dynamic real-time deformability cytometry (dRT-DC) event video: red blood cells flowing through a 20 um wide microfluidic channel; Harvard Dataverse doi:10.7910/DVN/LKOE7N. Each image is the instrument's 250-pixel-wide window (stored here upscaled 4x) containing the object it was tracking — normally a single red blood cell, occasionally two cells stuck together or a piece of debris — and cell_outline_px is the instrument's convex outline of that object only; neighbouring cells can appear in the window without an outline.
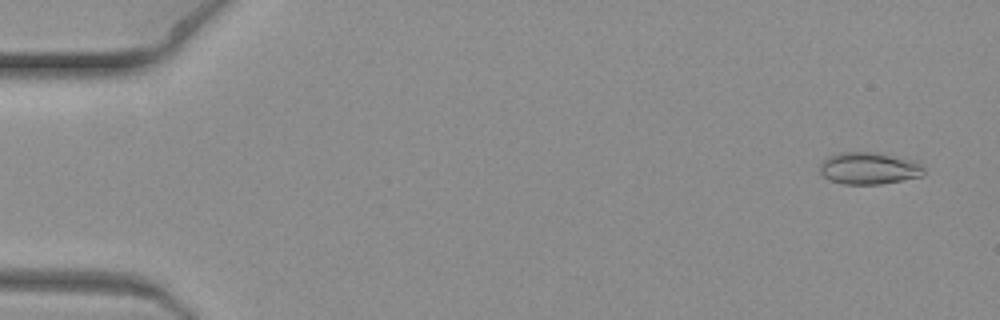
{"species": "common noctule bat (a hibernating species)", "species_latin": "Nyctalus noctula", "temperature_condition": "warm", "stored_images_in_passage": 8, "camera_frame_rate_fps": 3000, "um_per_image_px": 0.085, "animal": {"sex": "female", "body_mass_g": 19.3, "forearm_length_mm": 54.1}, "frame": {"image": 1, "passage_image": 1, "time_ms": 0.0, "image_size_px": [1000, 320], "cell_outline_px": [[924, 176], [880, 184], [844, 184], [832, 180], [824, 176], [820, 172], [820, 164], [828, 156], [840, 152], [880, 152], [912, 160], [920, 164], [924, 168]], "centroid_in_image_um": [73.88, 14.29], "position_along_channel_um": 11.1, "area_um2": 19.42}}
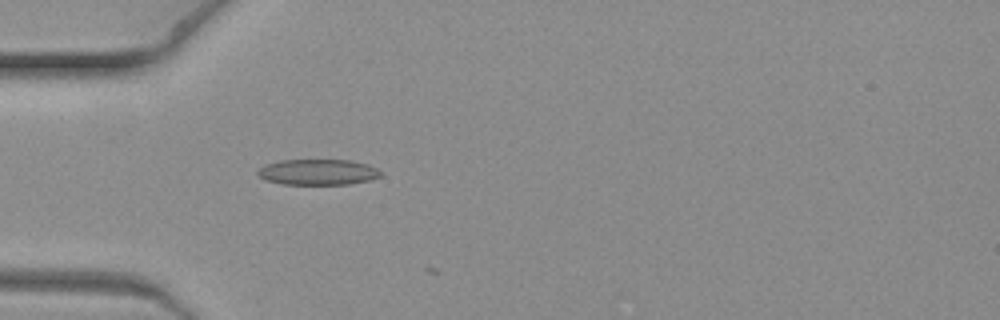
{"frame": {"image": 2, "passage_image": 6, "time_ms": 1.667, "image_size_px": [1000, 320], "cell_outline_px": [[380, 176], [368, 180], [348, 184], [284, 184], [268, 180], [260, 176], [256, 172], [264, 164], [280, 160], [352, 160], [368, 164], [376, 168], [380, 172]], "centroid_in_image_um": [27.01, 14.61], "position_along_channel_um": 58.0, "area_um2": 18.26}}